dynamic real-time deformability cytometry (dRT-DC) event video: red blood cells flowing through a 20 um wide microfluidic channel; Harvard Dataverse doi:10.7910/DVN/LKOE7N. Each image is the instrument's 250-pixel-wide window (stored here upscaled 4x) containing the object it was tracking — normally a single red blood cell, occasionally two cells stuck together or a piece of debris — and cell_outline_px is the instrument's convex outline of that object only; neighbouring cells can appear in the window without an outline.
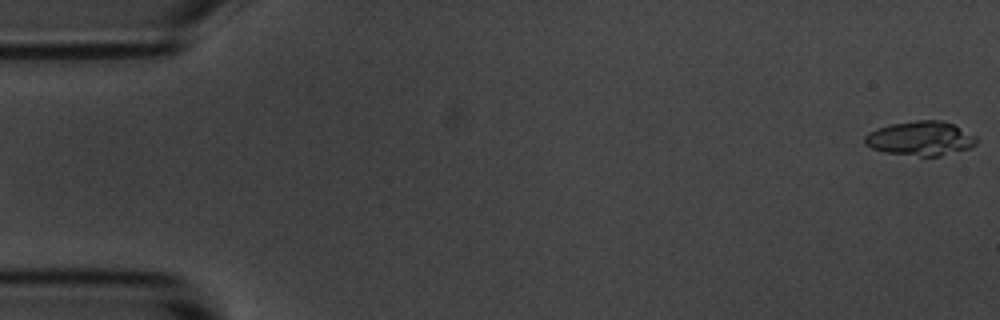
{"species": "common noctule bat (a hibernating species)", "species_latin": "Nyctalus noctula", "temperature_condition": "room temperature", "stored_images_in_passage": 56, "camera_frame_rate_fps": 3000, "um_per_image_px": 0.085, "animal": {"sex": "male", "body_mass_g": 20.1, "forearm_length_mm": 53.5}, "frame": {"image": 1, "passage_image": 1, "time_ms": 0.0, "image_size_px": [1000, 320], "cell_outline_px": [[976, 144], [972, 148], [940, 156], [920, 156], [884, 152], [872, 148], [864, 144], [864, 136], [868, 132], [876, 128], [892, 124], [916, 120], [944, 120], [976, 136]], "centroid_in_image_um": [78.24, 11.77], "position_along_channel_um": 6.8, "area_um2": 22.43}}
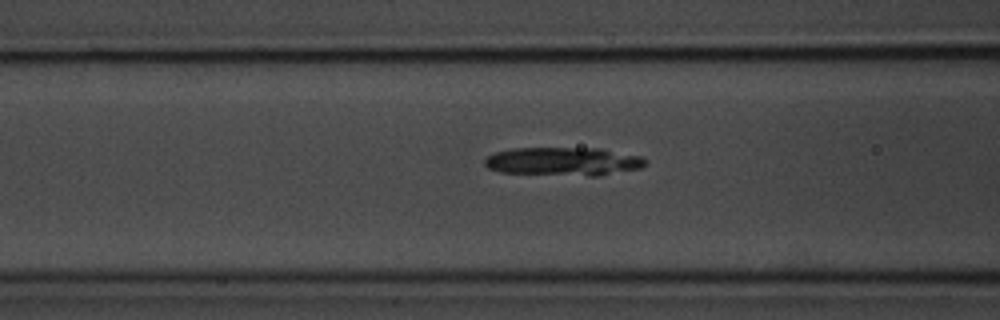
{"frame": {"image": 2, "passage_image": 22, "time_ms": 7.0, "image_size_px": [1000, 320], "cell_outline_px": [[648, 160], [640, 168], [600, 176], [588, 176], [500, 172], [488, 168], [484, 164], [484, 160], [488, 156], [496, 152], [512, 148], [600, 148], [640, 156]], "centroid_in_image_um": [47.89, 13.72], "position_along_channel_um": 118.7, "area_um2": 26.65}}
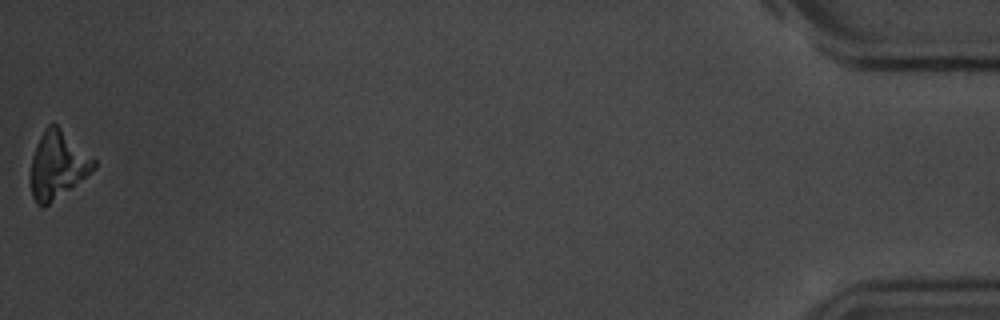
{"frame": {"image": 3, "passage_image": 56, "time_ms": 18.333, "image_size_px": [1000, 320], "cell_outline_px": [[96, 168], [92, 172], [44, 208], [36, 204], [32, 196], [28, 176], [32, 156], [40, 136], [44, 128], [52, 120], [96, 160]], "centroid_in_image_um": [4.86, 14.04], "position_along_channel_um": 430.3, "area_um2": 25.14}, "authors_computed_cell_mechanics": {"area_um2": 25.5187, "velocity_mm_per_s": 3.5994, "shape_relaxation_time_tau1_ms": 2.1537, "shape_relaxation_time_tau2_ms": null, "deformation_change_tau1": 0.0971, "deformation_change_tau2": null}}